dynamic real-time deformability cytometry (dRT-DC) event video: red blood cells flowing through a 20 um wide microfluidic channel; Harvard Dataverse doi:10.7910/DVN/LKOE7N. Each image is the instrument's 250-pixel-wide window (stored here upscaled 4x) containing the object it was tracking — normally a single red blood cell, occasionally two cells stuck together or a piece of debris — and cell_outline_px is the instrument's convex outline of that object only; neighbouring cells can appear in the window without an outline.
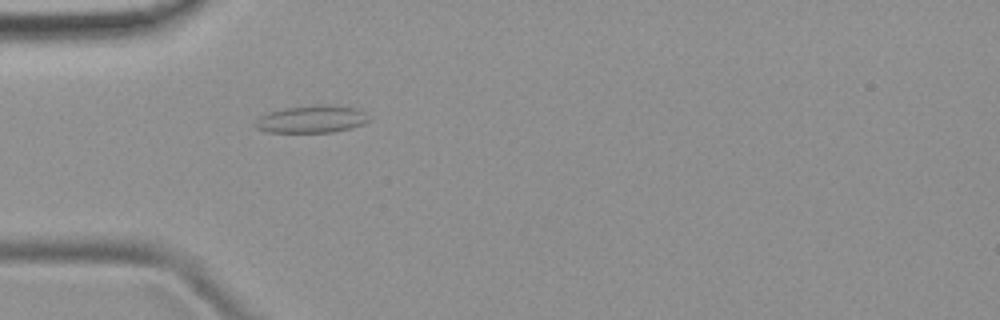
{"species": "common noctule bat (a hibernating species)", "species_latin": "Nyctalus noctula", "temperature_condition": "room temperature", "stored_images_in_passage": 3, "camera_frame_rate_fps": 3000, "um_per_image_px": 0.085, "animal": {"sex": "female", "body_mass_g": 19.9}, "frame": {"image": 1, "passage_image": 3, "time_ms": 2.333, "image_size_px": [1000, 320], "cell_outline_px": [[372, 120], [364, 124], [352, 128], [332, 132], [268, 132], [256, 128], [252, 124], [260, 116], [268, 112], [284, 108], [316, 104], [332, 104], [356, 108], [372, 116]], "centroid_in_image_um": [26.54, 10.12], "position_along_channel_um": 58.5, "area_um2": 18.61}}